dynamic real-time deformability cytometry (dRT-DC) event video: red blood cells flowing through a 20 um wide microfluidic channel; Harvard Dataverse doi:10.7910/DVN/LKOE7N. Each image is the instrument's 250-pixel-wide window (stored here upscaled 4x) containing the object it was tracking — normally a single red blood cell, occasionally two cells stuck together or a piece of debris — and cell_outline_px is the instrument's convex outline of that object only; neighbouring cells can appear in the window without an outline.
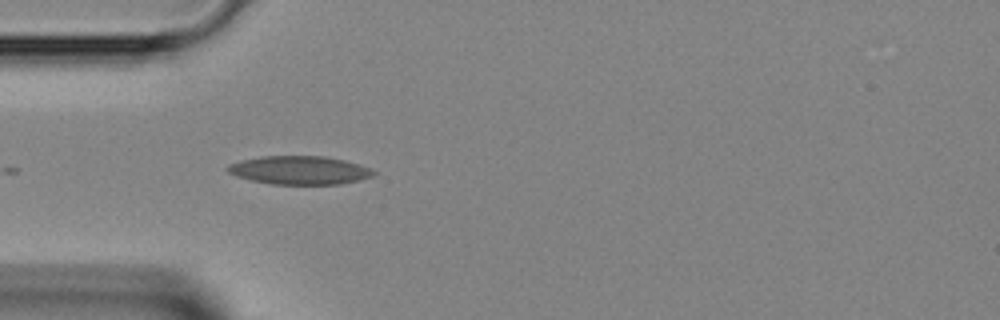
{"species": "Egyptian fruit bat (a non-hibernating species)", "species_latin": "Rousettus aegyptiacus", "temperature_condition": "room temperature", "stored_images_in_passage": 9, "camera_frame_rate_fps": 3000, "um_per_image_px": 0.085, "animal": {"sex": "female"}, "frame": {"image": 1, "passage_image": 1, "time_ms": 0.0, "image_size_px": [1000, 320], "cell_outline_px": [[376, 172], [372, 176], [360, 180], [340, 184], [272, 184], [252, 180], [236, 176], [228, 172], [224, 168], [228, 164], [240, 160], [260, 156], [324, 156], [344, 160], [360, 164], [372, 168]], "centroid_in_image_um": [25.45, 14.46], "position_along_channel_um": 59.5, "area_um2": 24.33}}